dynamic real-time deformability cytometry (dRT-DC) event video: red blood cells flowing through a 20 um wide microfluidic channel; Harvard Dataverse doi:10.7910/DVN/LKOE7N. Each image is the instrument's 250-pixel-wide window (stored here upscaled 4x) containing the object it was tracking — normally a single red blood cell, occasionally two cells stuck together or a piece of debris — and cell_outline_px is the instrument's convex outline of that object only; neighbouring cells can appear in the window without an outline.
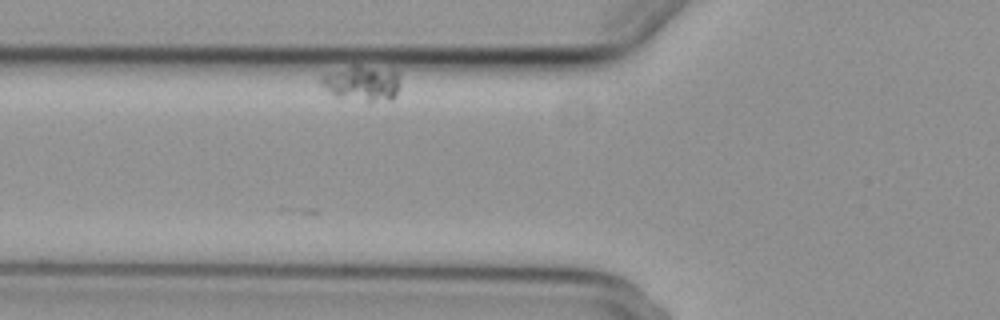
{"species": "common noctule bat (a hibernating species)", "species_latin": "Nyctalus noctula", "temperature_condition": "cold", "stored_images_in_passage": 6, "camera_frame_rate_fps": 3000, "um_per_image_px": 0.085, "animal": {"sex": "female", "body_mass_g": 29.2, "forearm_length_mm": 56.3}, "frame": {"image": 1, "passage_image": 6, "time_ms": 7.333, "image_size_px": [1000, 320], "cell_outline_px": [[400, 88], [396, 96], [392, 100], [368, 104], [332, 96], [320, 84], [320, 76], [352, 68], [392, 68], [400, 76]], "centroid_in_image_um": [30.86, 7.19], "position_along_channel_um": 94.9, "area_um2": 16.53}}